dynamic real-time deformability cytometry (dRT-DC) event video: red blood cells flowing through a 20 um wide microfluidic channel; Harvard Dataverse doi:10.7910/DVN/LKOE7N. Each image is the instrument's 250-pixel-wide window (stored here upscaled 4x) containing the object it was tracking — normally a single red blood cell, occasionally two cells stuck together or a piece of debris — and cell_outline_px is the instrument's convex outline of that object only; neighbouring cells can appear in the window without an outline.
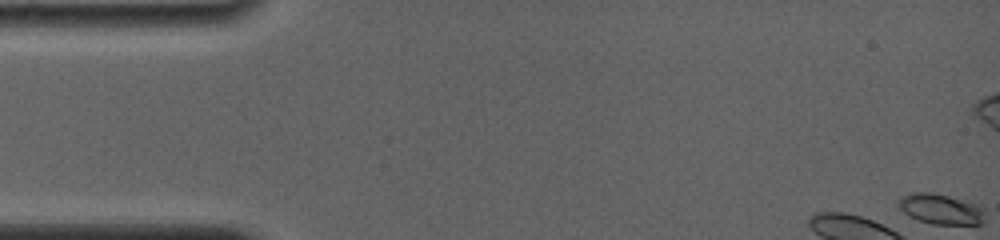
{"species": "common noctule bat (a hibernating species)", "species_latin": "Nyctalus noctula", "temperature_condition": "room temperature", "stored_images_in_passage": 9, "camera_frame_rate_fps": 4000, "um_per_image_px": 0.085, "animal": {"sex": "female", "body_mass_g": 19.0, "forearm_length_mm": 56.7}, "frame": {"image": 1, "passage_image": 1, "time_ms": 0.0, "image_size_px": [1000, 240], "cell_outline_px": [[984, 224], [932, 224], [916, 220], [908, 216], [896, 208], [896, 200], [900, 196], [912, 192], [932, 192], [980, 204], [984, 208]], "centroid_in_image_um": [79.91, 17.76], "position_along_channel_um": 5.1, "area_um2": 15.9}}